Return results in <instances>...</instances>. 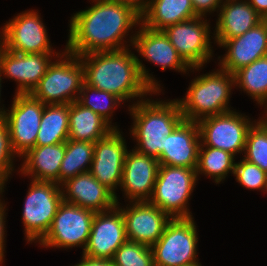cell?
<instances>
[{
	"label": "cell",
	"instance_id": "cell-1",
	"mask_svg": "<svg viewBox=\"0 0 267 266\" xmlns=\"http://www.w3.org/2000/svg\"><path fill=\"white\" fill-rule=\"evenodd\" d=\"M92 1L91 7L72 15L65 50L82 56L132 46L127 45L129 41L124 38L133 27L140 25L141 15L131 6L115 0Z\"/></svg>",
	"mask_w": 267,
	"mask_h": 266
},
{
	"label": "cell",
	"instance_id": "cell-2",
	"mask_svg": "<svg viewBox=\"0 0 267 266\" xmlns=\"http://www.w3.org/2000/svg\"><path fill=\"white\" fill-rule=\"evenodd\" d=\"M129 49L99 51L79 56L84 68V82L116 95L123 103L130 99H138L139 102L147 95L161 93V85L142 64L139 56Z\"/></svg>",
	"mask_w": 267,
	"mask_h": 266
},
{
	"label": "cell",
	"instance_id": "cell-3",
	"mask_svg": "<svg viewBox=\"0 0 267 266\" xmlns=\"http://www.w3.org/2000/svg\"><path fill=\"white\" fill-rule=\"evenodd\" d=\"M133 125L130 134L136 140L135 150L159 158L166 136L184 120L177 99L155 101L145 98L128 107Z\"/></svg>",
	"mask_w": 267,
	"mask_h": 266
},
{
	"label": "cell",
	"instance_id": "cell-4",
	"mask_svg": "<svg viewBox=\"0 0 267 266\" xmlns=\"http://www.w3.org/2000/svg\"><path fill=\"white\" fill-rule=\"evenodd\" d=\"M192 80L185 97L177 99L185 120L198 122L231 111L228 104L235 86L234 74L220 68Z\"/></svg>",
	"mask_w": 267,
	"mask_h": 266
},
{
	"label": "cell",
	"instance_id": "cell-5",
	"mask_svg": "<svg viewBox=\"0 0 267 266\" xmlns=\"http://www.w3.org/2000/svg\"><path fill=\"white\" fill-rule=\"evenodd\" d=\"M53 60L55 61L49 65L30 94L44 105L77 101L84 82V68L80 57L65 50L58 59L55 57Z\"/></svg>",
	"mask_w": 267,
	"mask_h": 266
},
{
	"label": "cell",
	"instance_id": "cell-6",
	"mask_svg": "<svg viewBox=\"0 0 267 266\" xmlns=\"http://www.w3.org/2000/svg\"><path fill=\"white\" fill-rule=\"evenodd\" d=\"M197 181L196 169L160 165L148 202L171 218L192 217L187 204Z\"/></svg>",
	"mask_w": 267,
	"mask_h": 266
},
{
	"label": "cell",
	"instance_id": "cell-7",
	"mask_svg": "<svg viewBox=\"0 0 267 266\" xmlns=\"http://www.w3.org/2000/svg\"><path fill=\"white\" fill-rule=\"evenodd\" d=\"M198 235L194 217L172 218L158 241L151 246L154 266H190L200 264Z\"/></svg>",
	"mask_w": 267,
	"mask_h": 266
},
{
	"label": "cell",
	"instance_id": "cell-8",
	"mask_svg": "<svg viewBox=\"0 0 267 266\" xmlns=\"http://www.w3.org/2000/svg\"><path fill=\"white\" fill-rule=\"evenodd\" d=\"M22 221L27 243H39L49 231L63 201L61 185L31 180L25 197Z\"/></svg>",
	"mask_w": 267,
	"mask_h": 266
},
{
	"label": "cell",
	"instance_id": "cell-9",
	"mask_svg": "<svg viewBox=\"0 0 267 266\" xmlns=\"http://www.w3.org/2000/svg\"><path fill=\"white\" fill-rule=\"evenodd\" d=\"M204 16L191 18L162 30L178 55L194 70L199 71L213 57L210 24Z\"/></svg>",
	"mask_w": 267,
	"mask_h": 266
},
{
	"label": "cell",
	"instance_id": "cell-10",
	"mask_svg": "<svg viewBox=\"0 0 267 266\" xmlns=\"http://www.w3.org/2000/svg\"><path fill=\"white\" fill-rule=\"evenodd\" d=\"M94 216L92 210L62 201L49 231L39 245L44 248L81 247L84 251Z\"/></svg>",
	"mask_w": 267,
	"mask_h": 266
},
{
	"label": "cell",
	"instance_id": "cell-11",
	"mask_svg": "<svg viewBox=\"0 0 267 266\" xmlns=\"http://www.w3.org/2000/svg\"><path fill=\"white\" fill-rule=\"evenodd\" d=\"M245 114L228 111L199 120L200 146H208L230 152L234 156L242 154L249 129L254 122Z\"/></svg>",
	"mask_w": 267,
	"mask_h": 266
},
{
	"label": "cell",
	"instance_id": "cell-12",
	"mask_svg": "<svg viewBox=\"0 0 267 266\" xmlns=\"http://www.w3.org/2000/svg\"><path fill=\"white\" fill-rule=\"evenodd\" d=\"M44 106L31 94H15L10 110H6L3 119L9 130L12 150L17 157L21 158L35 147Z\"/></svg>",
	"mask_w": 267,
	"mask_h": 266
},
{
	"label": "cell",
	"instance_id": "cell-13",
	"mask_svg": "<svg viewBox=\"0 0 267 266\" xmlns=\"http://www.w3.org/2000/svg\"><path fill=\"white\" fill-rule=\"evenodd\" d=\"M36 10H27L7 21L0 31V44L7 50L20 53L54 52L47 28Z\"/></svg>",
	"mask_w": 267,
	"mask_h": 266
},
{
	"label": "cell",
	"instance_id": "cell-14",
	"mask_svg": "<svg viewBox=\"0 0 267 266\" xmlns=\"http://www.w3.org/2000/svg\"><path fill=\"white\" fill-rule=\"evenodd\" d=\"M60 54V52L20 54L7 50L0 44L1 75L16 81L15 94H30L46 73L52 58Z\"/></svg>",
	"mask_w": 267,
	"mask_h": 266
},
{
	"label": "cell",
	"instance_id": "cell-15",
	"mask_svg": "<svg viewBox=\"0 0 267 266\" xmlns=\"http://www.w3.org/2000/svg\"><path fill=\"white\" fill-rule=\"evenodd\" d=\"M127 240L122 211L116 205L110 210L95 213L82 255L92 259L111 260L116 250Z\"/></svg>",
	"mask_w": 267,
	"mask_h": 266
},
{
	"label": "cell",
	"instance_id": "cell-16",
	"mask_svg": "<svg viewBox=\"0 0 267 266\" xmlns=\"http://www.w3.org/2000/svg\"><path fill=\"white\" fill-rule=\"evenodd\" d=\"M119 129H114L103 139L97 140L94 147V156L90 173L116 196L117 187H120L125 155L128 151L126 142Z\"/></svg>",
	"mask_w": 267,
	"mask_h": 266
},
{
	"label": "cell",
	"instance_id": "cell-17",
	"mask_svg": "<svg viewBox=\"0 0 267 266\" xmlns=\"http://www.w3.org/2000/svg\"><path fill=\"white\" fill-rule=\"evenodd\" d=\"M121 209L125 221L126 236L129 241L152 246L161 237L166 225L172 219L160 208L148 201L129 202ZM132 203V204H131ZM129 205V206H128Z\"/></svg>",
	"mask_w": 267,
	"mask_h": 266
},
{
	"label": "cell",
	"instance_id": "cell-18",
	"mask_svg": "<svg viewBox=\"0 0 267 266\" xmlns=\"http://www.w3.org/2000/svg\"><path fill=\"white\" fill-rule=\"evenodd\" d=\"M159 161L135 149L127 151L120 188L129 202L148 201L156 182Z\"/></svg>",
	"mask_w": 267,
	"mask_h": 266
},
{
	"label": "cell",
	"instance_id": "cell-19",
	"mask_svg": "<svg viewBox=\"0 0 267 266\" xmlns=\"http://www.w3.org/2000/svg\"><path fill=\"white\" fill-rule=\"evenodd\" d=\"M219 47L226 48V54L219 60V68L234 74L257 59L267 56V28L263 22L243 35L225 40Z\"/></svg>",
	"mask_w": 267,
	"mask_h": 266
},
{
	"label": "cell",
	"instance_id": "cell-20",
	"mask_svg": "<svg viewBox=\"0 0 267 266\" xmlns=\"http://www.w3.org/2000/svg\"><path fill=\"white\" fill-rule=\"evenodd\" d=\"M139 26V31H135L129 41L142 58L159 66L162 71L168 68L183 74L191 71L163 31L149 29L141 23Z\"/></svg>",
	"mask_w": 267,
	"mask_h": 266
},
{
	"label": "cell",
	"instance_id": "cell-21",
	"mask_svg": "<svg viewBox=\"0 0 267 266\" xmlns=\"http://www.w3.org/2000/svg\"><path fill=\"white\" fill-rule=\"evenodd\" d=\"M63 201L95 213L117 205L115 194L101 184L90 172L81 173L61 184Z\"/></svg>",
	"mask_w": 267,
	"mask_h": 266
},
{
	"label": "cell",
	"instance_id": "cell-22",
	"mask_svg": "<svg viewBox=\"0 0 267 266\" xmlns=\"http://www.w3.org/2000/svg\"><path fill=\"white\" fill-rule=\"evenodd\" d=\"M200 144L198 123L184 119L166 136L164 151L158 158L159 164L196 169Z\"/></svg>",
	"mask_w": 267,
	"mask_h": 266
},
{
	"label": "cell",
	"instance_id": "cell-23",
	"mask_svg": "<svg viewBox=\"0 0 267 266\" xmlns=\"http://www.w3.org/2000/svg\"><path fill=\"white\" fill-rule=\"evenodd\" d=\"M219 11L213 34L218 46L225 40L243 35L262 22V17L247 0H223Z\"/></svg>",
	"mask_w": 267,
	"mask_h": 266
},
{
	"label": "cell",
	"instance_id": "cell-24",
	"mask_svg": "<svg viewBox=\"0 0 267 266\" xmlns=\"http://www.w3.org/2000/svg\"><path fill=\"white\" fill-rule=\"evenodd\" d=\"M65 156V142L35 146L21 158V175L31 177L33 181L55 182L59 184L61 162Z\"/></svg>",
	"mask_w": 267,
	"mask_h": 266
},
{
	"label": "cell",
	"instance_id": "cell-25",
	"mask_svg": "<svg viewBox=\"0 0 267 266\" xmlns=\"http://www.w3.org/2000/svg\"><path fill=\"white\" fill-rule=\"evenodd\" d=\"M196 17L198 15L191 0H150L141 14V24L162 31L168 26Z\"/></svg>",
	"mask_w": 267,
	"mask_h": 266
},
{
	"label": "cell",
	"instance_id": "cell-26",
	"mask_svg": "<svg viewBox=\"0 0 267 266\" xmlns=\"http://www.w3.org/2000/svg\"><path fill=\"white\" fill-rule=\"evenodd\" d=\"M114 128L90 108L78 101L69 104L68 139L95 143L109 135Z\"/></svg>",
	"mask_w": 267,
	"mask_h": 266
},
{
	"label": "cell",
	"instance_id": "cell-27",
	"mask_svg": "<svg viewBox=\"0 0 267 266\" xmlns=\"http://www.w3.org/2000/svg\"><path fill=\"white\" fill-rule=\"evenodd\" d=\"M68 132L69 104L45 105L35 146L64 143Z\"/></svg>",
	"mask_w": 267,
	"mask_h": 266
},
{
	"label": "cell",
	"instance_id": "cell-28",
	"mask_svg": "<svg viewBox=\"0 0 267 266\" xmlns=\"http://www.w3.org/2000/svg\"><path fill=\"white\" fill-rule=\"evenodd\" d=\"M95 143L68 139L65 142V156L61 162L59 185L67 179L89 172L94 156Z\"/></svg>",
	"mask_w": 267,
	"mask_h": 266
},
{
	"label": "cell",
	"instance_id": "cell-29",
	"mask_svg": "<svg viewBox=\"0 0 267 266\" xmlns=\"http://www.w3.org/2000/svg\"><path fill=\"white\" fill-rule=\"evenodd\" d=\"M235 156L230 152L200 146L198 152V162L196 167L197 178L199 175L209 176L216 184L223 182L228 173L233 174L235 168Z\"/></svg>",
	"mask_w": 267,
	"mask_h": 266
},
{
	"label": "cell",
	"instance_id": "cell-30",
	"mask_svg": "<svg viewBox=\"0 0 267 266\" xmlns=\"http://www.w3.org/2000/svg\"><path fill=\"white\" fill-rule=\"evenodd\" d=\"M235 87L246 92L256 104L267 99V56L257 59L234 73Z\"/></svg>",
	"mask_w": 267,
	"mask_h": 266
},
{
	"label": "cell",
	"instance_id": "cell-31",
	"mask_svg": "<svg viewBox=\"0 0 267 266\" xmlns=\"http://www.w3.org/2000/svg\"><path fill=\"white\" fill-rule=\"evenodd\" d=\"M91 94L92 96L94 95L93 98H91ZM77 101L84 107L90 108L99 116H101L114 129H119L117 128V125H112V115L115 110L114 108H117L116 106H119L121 102L123 103V101L119 97L112 93L98 90L97 88H94L83 82Z\"/></svg>",
	"mask_w": 267,
	"mask_h": 266
},
{
	"label": "cell",
	"instance_id": "cell-32",
	"mask_svg": "<svg viewBox=\"0 0 267 266\" xmlns=\"http://www.w3.org/2000/svg\"><path fill=\"white\" fill-rule=\"evenodd\" d=\"M114 266H154L150 246L127 240L111 259Z\"/></svg>",
	"mask_w": 267,
	"mask_h": 266
},
{
	"label": "cell",
	"instance_id": "cell-33",
	"mask_svg": "<svg viewBox=\"0 0 267 266\" xmlns=\"http://www.w3.org/2000/svg\"><path fill=\"white\" fill-rule=\"evenodd\" d=\"M243 158L267 172V130L257 122L248 131Z\"/></svg>",
	"mask_w": 267,
	"mask_h": 266
},
{
	"label": "cell",
	"instance_id": "cell-34",
	"mask_svg": "<svg viewBox=\"0 0 267 266\" xmlns=\"http://www.w3.org/2000/svg\"><path fill=\"white\" fill-rule=\"evenodd\" d=\"M233 175L237 182L246 189L267 192V172L246 159L235 162Z\"/></svg>",
	"mask_w": 267,
	"mask_h": 266
},
{
	"label": "cell",
	"instance_id": "cell-35",
	"mask_svg": "<svg viewBox=\"0 0 267 266\" xmlns=\"http://www.w3.org/2000/svg\"><path fill=\"white\" fill-rule=\"evenodd\" d=\"M13 158H16V154L13 152L9 130L4 119H0V191L3 193L5 183L8 181V177L14 170Z\"/></svg>",
	"mask_w": 267,
	"mask_h": 266
},
{
	"label": "cell",
	"instance_id": "cell-36",
	"mask_svg": "<svg viewBox=\"0 0 267 266\" xmlns=\"http://www.w3.org/2000/svg\"><path fill=\"white\" fill-rule=\"evenodd\" d=\"M193 9L198 16L206 17L207 13L210 14L215 11L219 12L223 0H191ZM217 9V10H216ZM206 14V15H205Z\"/></svg>",
	"mask_w": 267,
	"mask_h": 266
},
{
	"label": "cell",
	"instance_id": "cell-37",
	"mask_svg": "<svg viewBox=\"0 0 267 266\" xmlns=\"http://www.w3.org/2000/svg\"><path fill=\"white\" fill-rule=\"evenodd\" d=\"M3 193L0 191V195H2ZM2 197V196H0ZM6 204L1 200L0 198V262L3 263L4 262V252H5V237H6V233H5V229H6V220H5V216H6Z\"/></svg>",
	"mask_w": 267,
	"mask_h": 266
},
{
	"label": "cell",
	"instance_id": "cell-38",
	"mask_svg": "<svg viewBox=\"0 0 267 266\" xmlns=\"http://www.w3.org/2000/svg\"><path fill=\"white\" fill-rule=\"evenodd\" d=\"M74 266H114L111 260L92 259L82 255L80 263Z\"/></svg>",
	"mask_w": 267,
	"mask_h": 266
},
{
	"label": "cell",
	"instance_id": "cell-39",
	"mask_svg": "<svg viewBox=\"0 0 267 266\" xmlns=\"http://www.w3.org/2000/svg\"><path fill=\"white\" fill-rule=\"evenodd\" d=\"M115 1L131 6L135 11H137L141 15L147 8L150 0H115Z\"/></svg>",
	"mask_w": 267,
	"mask_h": 266
},
{
	"label": "cell",
	"instance_id": "cell-40",
	"mask_svg": "<svg viewBox=\"0 0 267 266\" xmlns=\"http://www.w3.org/2000/svg\"><path fill=\"white\" fill-rule=\"evenodd\" d=\"M247 1L262 18L267 15V0H247Z\"/></svg>",
	"mask_w": 267,
	"mask_h": 266
},
{
	"label": "cell",
	"instance_id": "cell-41",
	"mask_svg": "<svg viewBox=\"0 0 267 266\" xmlns=\"http://www.w3.org/2000/svg\"><path fill=\"white\" fill-rule=\"evenodd\" d=\"M259 105L260 106H262L263 107V105H265L264 107V113H265V117H260L259 118V120H256L255 119V121H257V123L262 127V128H264V129H266L267 130V99H265V100H262L260 103H259Z\"/></svg>",
	"mask_w": 267,
	"mask_h": 266
},
{
	"label": "cell",
	"instance_id": "cell-42",
	"mask_svg": "<svg viewBox=\"0 0 267 266\" xmlns=\"http://www.w3.org/2000/svg\"><path fill=\"white\" fill-rule=\"evenodd\" d=\"M2 75H1V71H0V96H1V82H2ZM1 101V100H0ZM1 103V102H0ZM6 109H4L3 107L1 108L0 107V119H3L4 118V115H5V113H6V111H5Z\"/></svg>",
	"mask_w": 267,
	"mask_h": 266
},
{
	"label": "cell",
	"instance_id": "cell-43",
	"mask_svg": "<svg viewBox=\"0 0 267 266\" xmlns=\"http://www.w3.org/2000/svg\"><path fill=\"white\" fill-rule=\"evenodd\" d=\"M262 22L265 24L267 28V15L262 18Z\"/></svg>",
	"mask_w": 267,
	"mask_h": 266
},
{
	"label": "cell",
	"instance_id": "cell-44",
	"mask_svg": "<svg viewBox=\"0 0 267 266\" xmlns=\"http://www.w3.org/2000/svg\"><path fill=\"white\" fill-rule=\"evenodd\" d=\"M190 266H202L201 263L200 264H196V265H190Z\"/></svg>",
	"mask_w": 267,
	"mask_h": 266
}]
</instances>
